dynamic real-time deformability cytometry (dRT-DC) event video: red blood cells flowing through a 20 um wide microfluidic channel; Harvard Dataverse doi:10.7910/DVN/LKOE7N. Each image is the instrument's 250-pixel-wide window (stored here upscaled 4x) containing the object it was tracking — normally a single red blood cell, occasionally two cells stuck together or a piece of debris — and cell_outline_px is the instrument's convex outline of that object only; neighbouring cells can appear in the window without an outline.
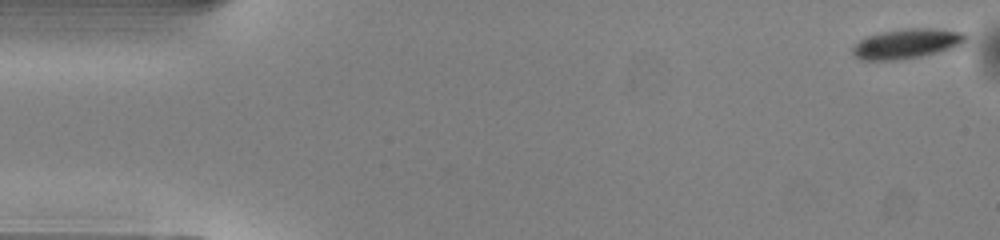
{"species": "common noctule bat (a hibernating species)", "species_latin": "Nyctalus noctula", "temperature_condition": "warm", "stored_images_in_passage": 50, "camera_frame_rate_fps": 3000, "um_per_image_px": 0.085, "animal": {"sex": "male", "body_mass_g": 13.0, "forearm_length_mm": 53.1}, "frame": {"image": 1, "passage_image": 1, "time_ms": 0.0, "image_size_px": [1000, 240], "cell_outline_px": [[968, 40], [964, 44], [956, 48], [920, 56], [896, 60], [860, 60], [852, 52], [852, 48], [860, 40], [868, 36], [884, 32], [912, 28], [928, 28], [968, 32]], "centroid_in_image_um": [77.18, 3.71], "position_along_channel_um": 7.8, "area_um2": 19.65}}
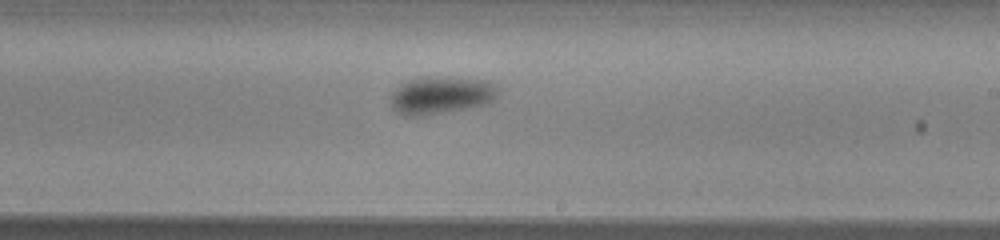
{"frame": {"image": 2, "passage_image": 29, "time_ms": 9.333, "image_size_px": [1000, 240], "cell_outline_px": [[500, 92], [488, 104], [420, 116], [404, 116], [396, 112], [392, 108], [388, 100], [392, 92], [400, 84], [408, 80], [420, 76], [448, 76], [488, 80]], "centroid_in_image_um": [37.43, 8.07], "position_along_channel_um": 251.6, "area_um2": 23.99}}
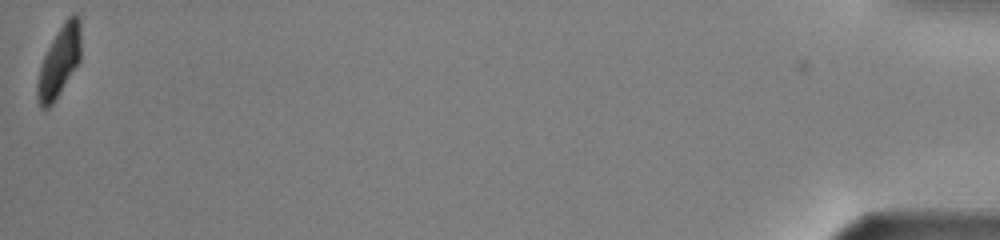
{"frame": {"image": 3, "passage_image": 50, "time_ms": 16.333, "image_size_px": [1000, 240], "cell_outline_px": [[80, 60], [52, 104], [48, 108], [40, 108], [36, 96], [36, 84], [40, 68], [44, 56], [56, 32], [64, 20], [72, 12], [76, 12], [80, 20]], "centroid_in_image_um": [5.03, 5.19], "position_along_channel_um": 430.2, "area_um2": 17.8}, "authors_computed_cell_mechanics": {"area_um2": 21.097, "velocity_mm_per_s": 4.0536, "shape_relaxation_time_tau1_ms": 2.8689, "shape_relaxation_time_tau2_ms": null, "deformation_change_tau1": 0.1161, "deformation_change_tau2": null}}